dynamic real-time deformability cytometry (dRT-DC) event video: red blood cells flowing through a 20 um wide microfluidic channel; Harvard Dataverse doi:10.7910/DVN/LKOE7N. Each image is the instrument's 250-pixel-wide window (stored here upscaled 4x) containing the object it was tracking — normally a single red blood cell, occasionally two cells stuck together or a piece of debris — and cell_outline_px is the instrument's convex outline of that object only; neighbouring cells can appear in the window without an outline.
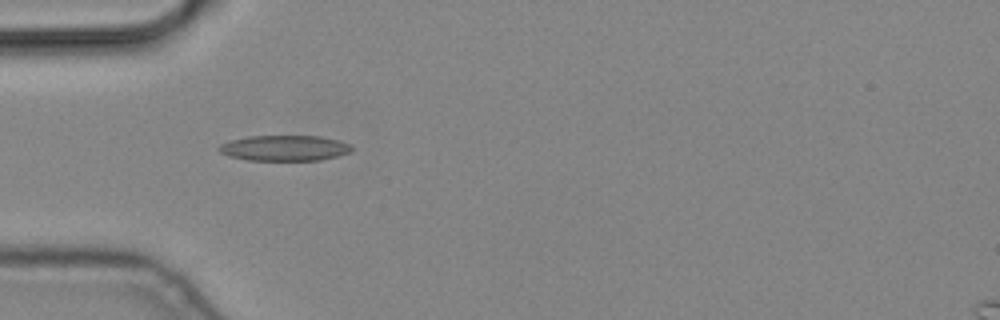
{"species": "common noctule bat (a hibernating species)", "species_latin": "Nyctalus noctula", "temperature_condition": "cold", "stored_images_in_passage": 13, "camera_frame_rate_fps": 3000, "um_per_image_px": 0.085, "animal": {"sex": "male", "body_mass_g": 19.2, "forearm_length_mm": 51.8}, "frame": {"image": 1, "passage_image": 4, "time_ms": 1.0, "image_size_px": [1000, 320], "cell_outline_px": [[352, 152], [320, 160], [248, 160], [228, 156], [220, 152], [216, 148], [220, 144], [232, 140], [248, 136], [320, 136], [336, 140], [348, 144], [352, 148]], "centroid_in_image_um": [24.15, 12.59], "position_along_channel_um": 60.9, "area_um2": 19.65}}
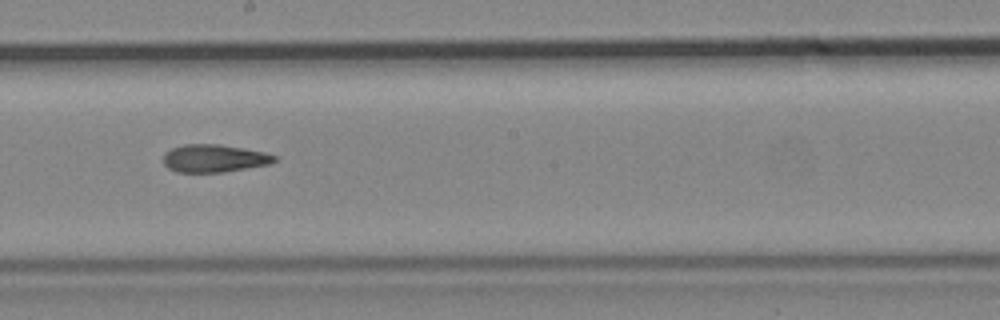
{"frame": {"image": 2, "passage_image": 8, "time_ms": 2.333, "image_size_px": [1000, 320], "cell_outline_px": [[276, 160], [268, 164], [224, 172], [176, 172], [168, 168], [164, 164], [164, 152], [172, 148], [184, 144], [220, 144], [244, 148], [264, 152], [276, 156]], "centroid_in_image_um": [18.17, 13.45], "position_along_channel_um": 230.0, "area_um2": 17.92}}
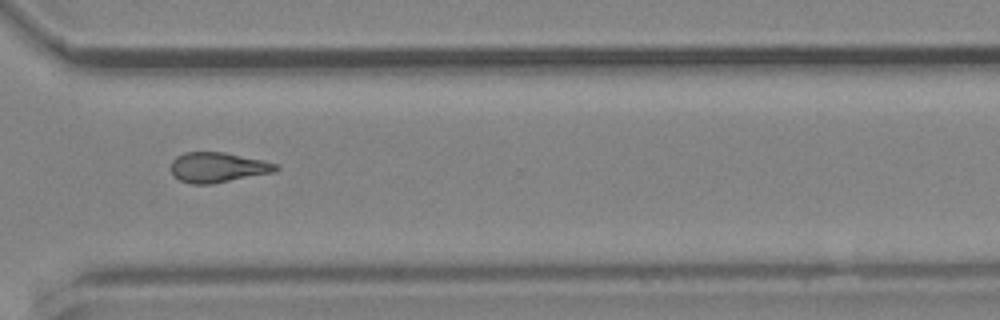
{"frame": {"image": 3, "passage_image": 11, "time_ms": 3.333, "image_size_px": [1000, 320], "cell_outline_px": [[280, 168], [276, 172], [212, 184], [192, 184], [180, 180], [172, 176], [172, 160], [176, 156], [184, 152], [224, 152], [264, 160], [276, 164]], "centroid_in_image_um": [18.53, 14.23], "position_along_channel_um": 352.1, "area_um2": 18.55}}